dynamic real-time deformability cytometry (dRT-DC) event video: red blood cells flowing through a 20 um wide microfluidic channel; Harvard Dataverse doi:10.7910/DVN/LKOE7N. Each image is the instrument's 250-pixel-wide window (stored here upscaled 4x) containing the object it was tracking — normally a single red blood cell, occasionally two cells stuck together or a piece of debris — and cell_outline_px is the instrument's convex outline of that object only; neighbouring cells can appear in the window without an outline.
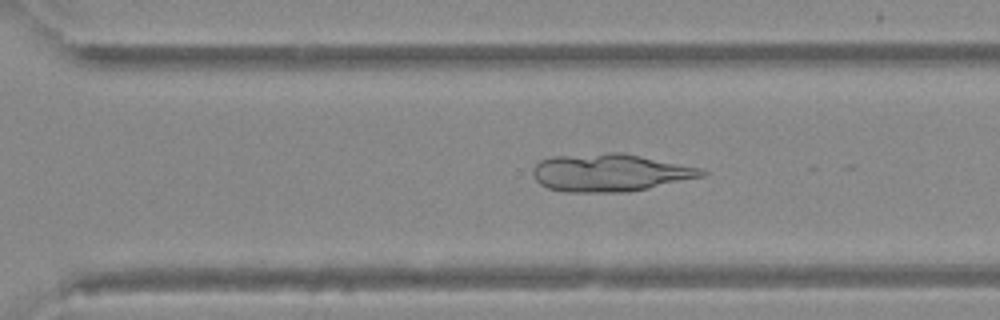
{"species": "Egyptian fruit bat (a non-hibernating species)", "species_latin": "Rousettus aegyptiacus", "temperature_condition": "warm", "stored_images_in_passage": 28, "camera_frame_rate_fps": 3000, "um_per_image_px": 0.085, "animal": {"sex": "female"}, "frame": {"image": 1, "passage_image": 27, "time_ms": 8.667, "image_size_px": [1000, 320], "cell_outline_px": [[708, 172], [704, 176], [648, 188], [628, 192], [564, 192], [548, 188], [540, 184], [536, 180], [532, 172], [532, 168], [540, 160], [552, 156], [608, 152], [624, 152], [700, 168]], "centroid_in_image_um": [51.82, 14.67], "position_along_channel_um": 318.8, "area_um2": 37.22}}